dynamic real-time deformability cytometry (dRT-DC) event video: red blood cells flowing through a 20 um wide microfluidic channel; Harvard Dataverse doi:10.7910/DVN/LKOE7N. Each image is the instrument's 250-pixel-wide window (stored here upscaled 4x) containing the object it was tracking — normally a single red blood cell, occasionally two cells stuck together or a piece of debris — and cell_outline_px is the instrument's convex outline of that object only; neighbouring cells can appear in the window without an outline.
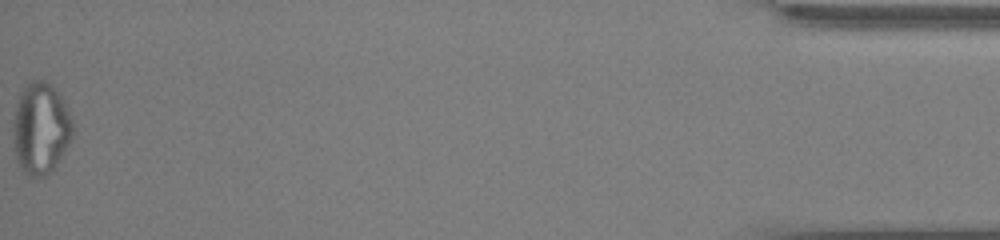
{"species": "common noctule bat (a hibernating species)", "species_latin": "Nyctalus noctula", "temperature_condition": "cold", "stored_images_in_passage": 47, "camera_frame_rate_fps": 3000, "um_per_image_px": 0.085, "animal": {"sex": "male", "body_mass_g": 13.0, "forearm_length_mm": 53.1}, "frame": {"image": 1, "passage_image": 47, "time_ms": 15.333, "image_size_px": [1000, 240], "cell_outline_px": [[72, 136], [68, 144], [52, 172], [44, 176], [28, 176], [20, 168], [16, 160], [12, 136], [12, 120], [20, 92], [32, 80], [44, 80], [52, 84], [68, 108], [72, 120]], "centroid_in_image_um": [3.43, 10.92], "position_along_channel_um": 431.8, "area_um2": 32.02}, "authors_computed_cell_mechanics": {"area_um2": 24.9118, "velocity_mm_per_s": 3.6166, "shape_relaxation_time_tau1_ms": null, "shape_relaxation_time_tau2_ms": 1.9953, "deformation_change_tau1": null, "deformation_change_tau2": 0.0971}}